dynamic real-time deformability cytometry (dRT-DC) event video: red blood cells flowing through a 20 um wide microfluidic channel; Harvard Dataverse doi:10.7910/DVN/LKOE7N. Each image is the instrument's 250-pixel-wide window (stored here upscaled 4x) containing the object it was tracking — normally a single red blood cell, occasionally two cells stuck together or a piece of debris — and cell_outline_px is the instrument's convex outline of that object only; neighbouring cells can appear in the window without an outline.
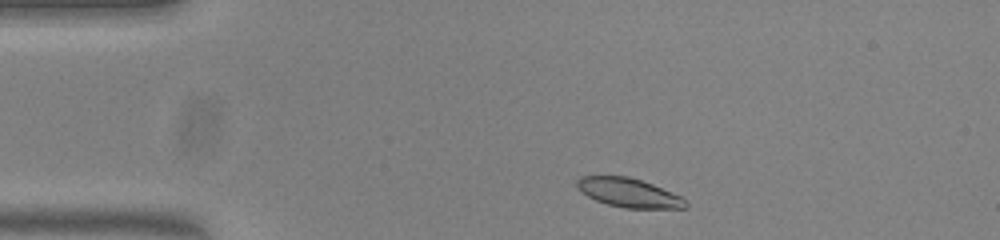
{"species": "common noctule bat (a hibernating species)", "species_latin": "Nyctalus noctula", "temperature_condition": "warm", "stored_images_in_passage": 11, "camera_frame_rate_fps": 3000, "um_per_image_px": 0.085, "animal": {"sex": "female", "body_mass_g": 23.0, "forearm_length_mm": 53.4}, "frame": {"image": 1, "passage_image": 1, "time_ms": 0.0, "image_size_px": [1000, 240], "cell_outline_px": [[688, 208], [624, 208], [608, 204], [596, 200], [580, 192], [576, 188], [576, 180], [580, 176], [628, 176], [652, 184], [680, 196], [688, 204]], "centroid_in_image_um": [53.4, 16.38], "position_along_channel_um": 31.6, "area_um2": 18.26}}
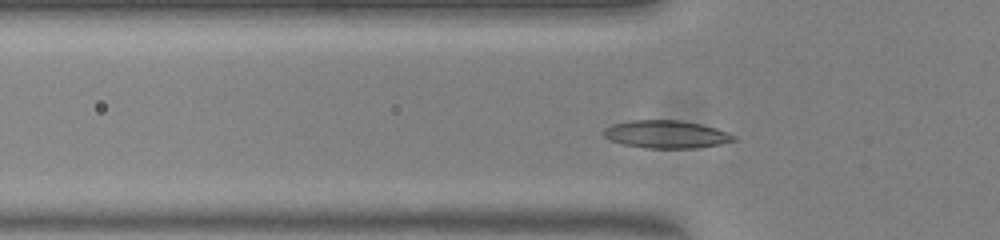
{"frame": {"image": 2, "passage_image": 8, "time_ms": 2.333, "image_size_px": [1000, 240], "cell_outline_px": [[736, 140], [720, 144], [696, 148], [644, 148], [624, 144], [608, 140], [600, 132], [604, 128], [612, 124], [628, 120], [680, 120], [700, 124], [716, 128], [728, 132], [736, 136]], "centroid_in_image_um": [56.59, 11.41], "position_along_channel_um": 69.2, "area_um2": 21.27}}
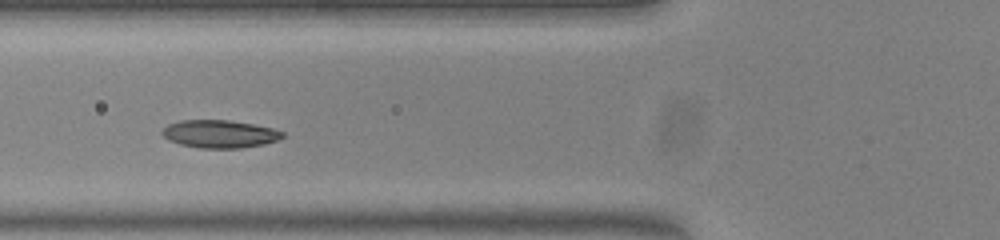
{"frame": {"image": 3, "passage_image": 11, "time_ms": 3.333, "image_size_px": [1000, 240], "cell_outline_px": [[284, 136], [276, 140], [264, 144], [240, 148], [200, 148], [180, 144], [168, 140], [160, 132], [168, 124], [180, 120], [228, 120], [252, 124], [272, 128], [284, 132]], "centroid_in_image_um": [18.65, 11.38], "position_along_channel_um": 107.2, "area_um2": 19.42}}